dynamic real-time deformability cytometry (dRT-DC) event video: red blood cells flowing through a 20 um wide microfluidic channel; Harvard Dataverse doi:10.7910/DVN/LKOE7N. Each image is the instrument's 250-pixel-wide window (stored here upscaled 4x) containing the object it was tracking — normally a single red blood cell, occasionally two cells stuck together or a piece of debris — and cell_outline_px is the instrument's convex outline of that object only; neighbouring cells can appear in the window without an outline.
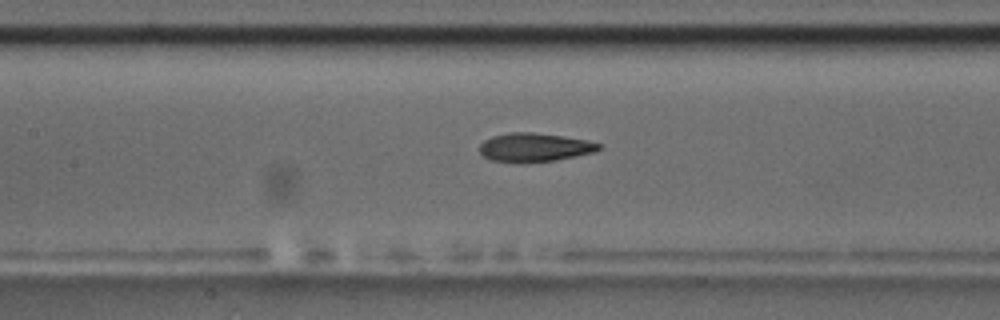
{"species": "common noctule bat (a hibernating species)", "species_latin": "Nyctalus noctula", "temperature_condition": "room temperature", "stored_images_in_passage": 54, "camera_frame_rate_fps": 3000, "um_per_image_px": 0.085, "animal": {"sex": "male", "body_mass_g": 17.5, "forearm_length_mm": 52.3}, "frame": {"image": 1, "passage_image": 24, "time_ms": 7.667, "image_size_px": [1000, 320], "cell_outline_px": [[600, 148], [592, 152], [556, 160], [492, 160], [484, 156], [480, 152], [480, 144], [484, 140], [492, 136], [508, 132], [532, 132], [588, 140], [600, 144]], "centroid_in_image_um": [45.42, 12.48], "position_along_channel_um": 162.0, "area_um2": 19.02}, "authors_computed_cell_mechanics": {"area_um2": 19.7098, "velocity_mm_per_s": 3.7092, "shape_relaxation_time_tau1_ms": 5.5167, "shape_relaxation_time_tau2_ms": 2.3897, "deformation_change_tau1": 0.1932, "deformation_change_tau2": 0.1133}}